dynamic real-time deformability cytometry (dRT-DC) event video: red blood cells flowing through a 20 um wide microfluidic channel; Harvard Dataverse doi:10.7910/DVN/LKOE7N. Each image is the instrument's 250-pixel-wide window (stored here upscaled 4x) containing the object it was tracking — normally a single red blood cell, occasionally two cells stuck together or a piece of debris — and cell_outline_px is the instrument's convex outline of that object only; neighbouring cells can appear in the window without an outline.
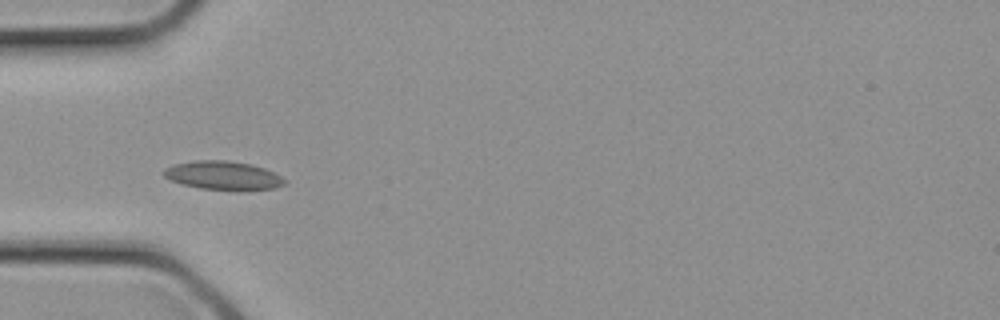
{"species": "common noctule bat (a hibernating species)", "species_latin": "Nyctalus noctula", "temperature_condition": "cold", "stored_images_in_passage": 2, "camera_frame_rate_fps": 3000, "um_per_image_px": 0.085, "animal": {"sex": "female", "body_mass_g": 21.9}, "frame": {"image": 1, "passage_image": 2, "time_ms": 0.333, "image_size_px": [1000, 320], "cell_outline_px": [[288, 180], [284, 184], [276, 188], [248, 192], [200, 188], [180, 184], [164, 176], [160, 172], [164, 168], [176, 164], [196, 160], [228, 160], [252, 164], [264, 168]], "centroid_in_image_um": [19.0, 14.94], "position_along_channel_um": 66.0, "area_um2": 20.69}}